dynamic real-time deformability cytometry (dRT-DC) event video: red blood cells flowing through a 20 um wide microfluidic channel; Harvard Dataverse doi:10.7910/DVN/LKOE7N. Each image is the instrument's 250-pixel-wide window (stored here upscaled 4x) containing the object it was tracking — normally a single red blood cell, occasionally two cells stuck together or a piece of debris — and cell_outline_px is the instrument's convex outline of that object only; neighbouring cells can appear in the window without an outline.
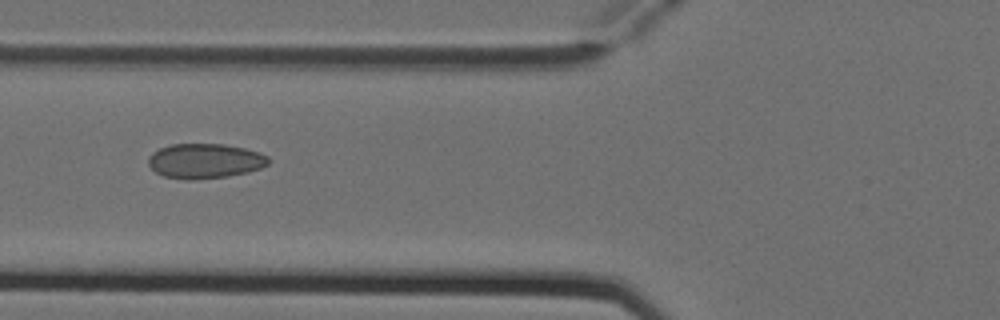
{"species": "Egyptian fruit bat (a non-hibernating species)", "species_latin": "Rousettus aegyptiacus", "temperature_condition": "cold", "stored_images_in_passage": 6, "camera_frame_rate_fps": 3000, "um_per_image_px": 0.085, "animal": {"sex": "female"}, "frame": {"image": 1, "passage_image": 5, "time_ms": 1.333, "image_size_px": [1000, 320], "cell_outline_px": [[268, 164], [260, 168], [248, 172], [228, 176], [188, 180], [164, 176], [156, 172], [148, 164], [148, 156], [152, 152], [160, 148], [172, 144], [224, 144], [244, 148], [260, 152], [268, 156]], "centroid_in_image_um": [17.41, 13.67], "position_along_channel_um": 108.4, "area_um2": 24.33}}
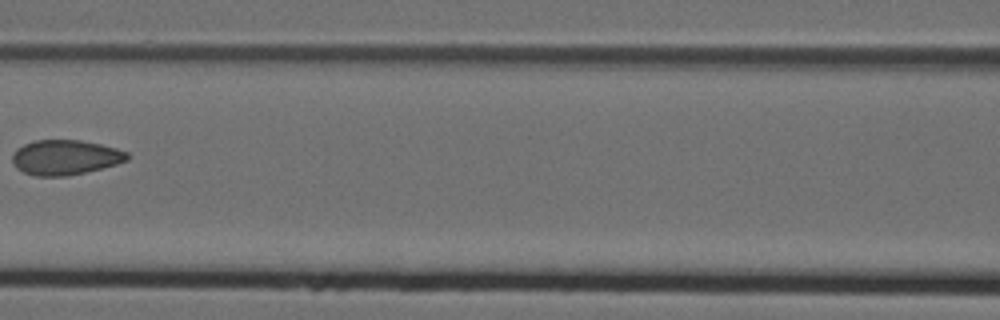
{"frame": {"image": 2, "passage_image": 6, "time_ms": 1.667, "image_size_px": [1000, 320], "cell_outline_px": [[128, 160], [116, 164], [84, 172], [64, 176], [36, 176], [24, 172], [16, 168], [12, 164], [12, 156], [16, 148], [24, 144], [36, 140], [80, 140], [100, 144], [116, 148], [128, 152]], "centroid_in_image_um": [5.51, 13.37], "position_along_channel_um": 161.1, "area_um2": 23.29}}